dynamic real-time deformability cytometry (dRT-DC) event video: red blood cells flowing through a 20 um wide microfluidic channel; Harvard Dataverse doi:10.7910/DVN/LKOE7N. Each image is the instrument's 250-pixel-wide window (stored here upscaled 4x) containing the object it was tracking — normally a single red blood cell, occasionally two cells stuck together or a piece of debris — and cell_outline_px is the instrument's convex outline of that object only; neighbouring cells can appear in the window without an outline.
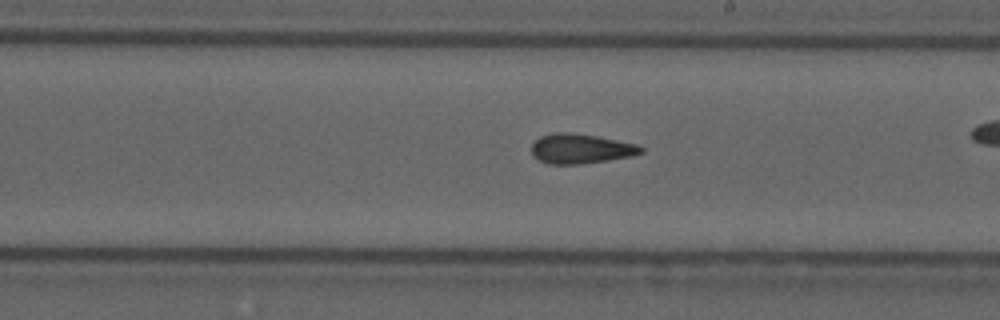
{"species": "common noctule bat (a hibernating species)", "species_latin": "Nyctalus noctula", "temperature_condition": "cold", "stored_images_in_passage": 42, "camera_frame_rate_fps": 3000, "um_per_image_px": 0.085, "animal": {"sex": "male", "forearm_length_mm": 52.5}, "frame": {"image": 1, "passage_image": 30, "time_ms": 9.667, "image_size_px": [1000, 320], "cell_outline_px": [[644, 152], [632, 156], [580, 164], [548, 164], [532, 156], [532, 144], [540, 136], [552, 132], [572, 132], [596, 136], [636, 144], [644, 148]], "centroid_in_image_um": [49.34, 12.63], "position_along_channel_um": 239.7, "area_um2": 18.96}}